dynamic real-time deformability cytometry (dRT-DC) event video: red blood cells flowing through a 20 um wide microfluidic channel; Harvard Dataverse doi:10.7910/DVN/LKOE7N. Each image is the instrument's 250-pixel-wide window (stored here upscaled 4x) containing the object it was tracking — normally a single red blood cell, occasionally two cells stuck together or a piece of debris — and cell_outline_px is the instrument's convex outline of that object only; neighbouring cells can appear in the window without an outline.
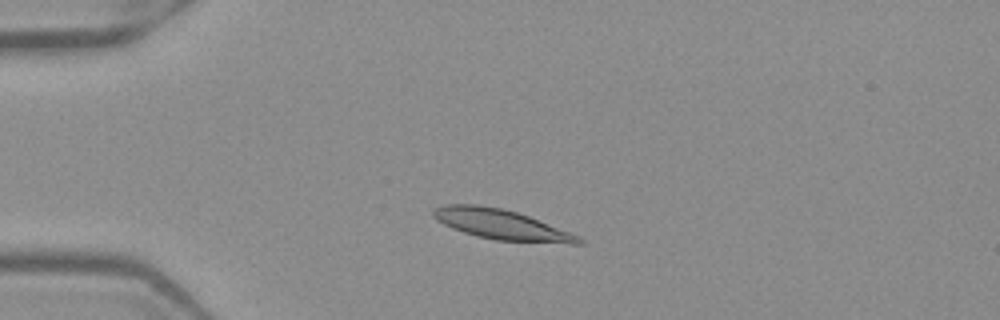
{"species": "Egyptian fruit bat (a non-hibernating species)", "species_latin": "Rousettus aegyptiacus", "temperature_condition": "warm", "stored_images_in_passage": 40, "camera_frame_rate_fps": 3000, "um_per_image_px": 0.085, "frame": {"image": 1, "passage_image": 1, "time_ms": 0.0, "image_size_px": [1000, 320], "cell_outline_px": [[584, 244], [572, 244], [496, 240], [476, 236], [452, 228], [436, 220], [432, 216], [432, 208], [444, 204], [476, 204], [500, 208], [516, 212], [528, 216], [580, 236], [584, 240]], "centroid_in_image_um": [42.59, 19.09], "position_along_channel_um": 42.4, "area_um2": 25.49}}
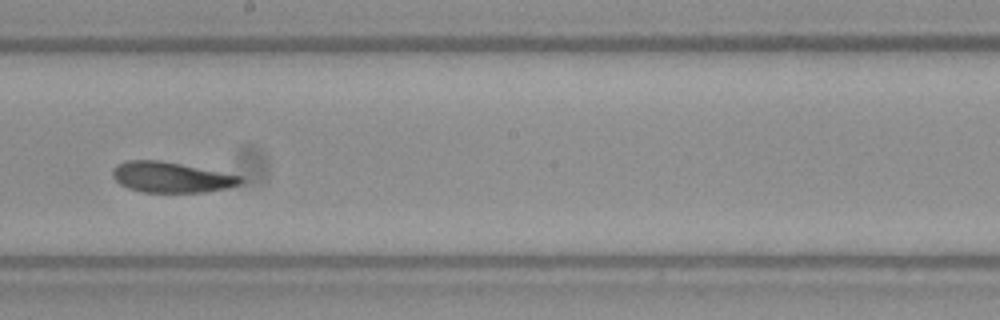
{"frame": {"image": 2, "passage_image": 18, "time_ms": 5.667, "image_size_px": [1000, 320], "cell_outline_px": [[244, 180], [240, 184], [228, 188], [204, 192], [140, 192], [128, 188], [120, 184], [112, 176], [112, 168], [116, 164], [124, 160], [160, 160], [244, 176]], "centroid_in_image_um": [14.54, 15.06], "position_along_channel_um": 233.7, "area_um2": 23.0}}
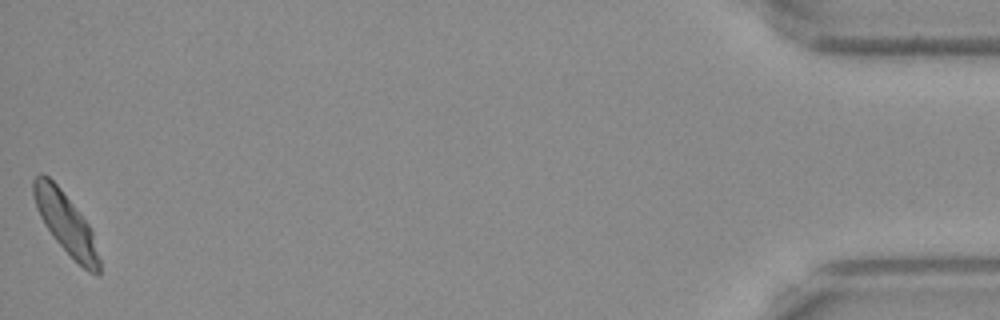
{"frame": {"image": 3, "passage_image": 40, "time_ms": 13.0, "image_size_px": [1000, 320], "cell_outline_px": [[100, 276], [96, 276], [88, 272], [52, 236], [44, 224], [36, 208], [32, 192], [32, 180], [40, 172], [48, 176], [60, 188], [92, 228], [100, 260]], "centroid_in_image_um": [5.6, 18.97], "position_along_channel_um": 429.6, "area_um2": 23.24}, "authors_computed_cell_mechanics": {"area_um2": 23.4957, "velocity_mm_per_s": 3.9171, "shape_relaxation_time_tau1_ms": 1.9917, "shape_relaxation_time_tau2_ms": 1.7442, "deformation_change_tau1": 0.1438, "deformation_change_tau2": 0.0763}}